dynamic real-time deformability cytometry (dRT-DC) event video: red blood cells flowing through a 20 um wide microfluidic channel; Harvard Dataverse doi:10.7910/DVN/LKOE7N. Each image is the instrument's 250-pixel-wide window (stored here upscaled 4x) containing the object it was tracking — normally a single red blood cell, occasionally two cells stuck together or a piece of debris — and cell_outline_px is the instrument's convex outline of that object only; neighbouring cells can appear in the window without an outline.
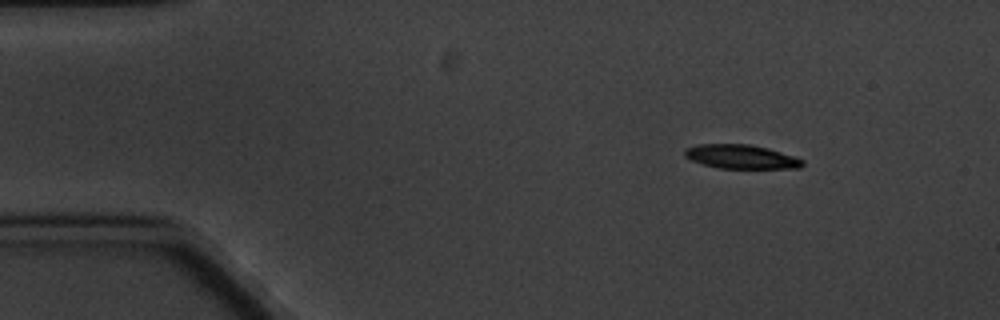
{"species": "common noctule bat (a hibernating species)", "species_latin": "Nyctalus noctula", "temperature_condition": "cold", "stored_images_in_passage": 5, "camera_frame_rate_fps": 3000, "um_per_image_px": 0.085, "animal": {"sex": "male", "body_mass_g": 20.1, "forearm_length_mm": 53.5}, "frame": {"image": 1, "passage_image": 1, "time_ms": 0.0, "image_size_px": [1000, 320], "cell_outline_px": [[804, 164], [800, 168], [720, 168], [704, 164], [692, 160], [684, 156], [684, 148], [700, 144], [748, 144], [768, 148], [796, 156], [804, 160]], "centroid_in_image_um": [63.02, 13.31], "position_along_channel_um": 22.0, "area_um2": 16.47}}
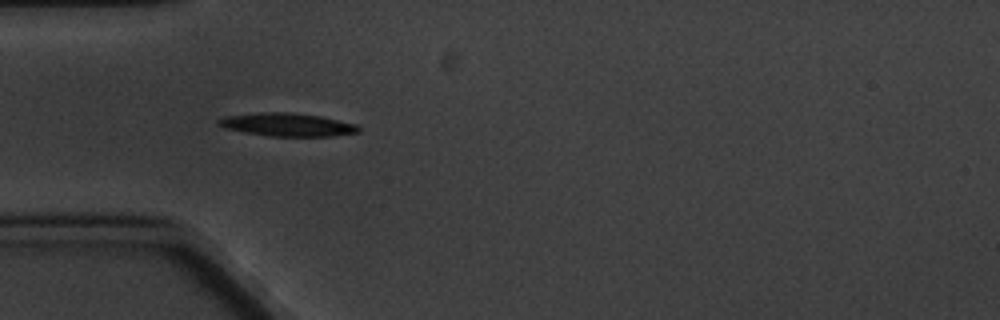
{"frame": {"image": 2, "passage_image": 4, "time_ms": 3.333, "image_size_px": [1000, 320], "cell_outline_px": [[360, 132], [332, 136], [272, 136], [244, 132], [224, 128], [216, 124], [216, 120], [228, 116], [260, 112], [292, 112], [320, 116], [356, 124], [360, 128]], "centroid_in_image_um": [24.41, 10.59], "position_along_channel_um": 60.6, "area_um2": 18.84}}